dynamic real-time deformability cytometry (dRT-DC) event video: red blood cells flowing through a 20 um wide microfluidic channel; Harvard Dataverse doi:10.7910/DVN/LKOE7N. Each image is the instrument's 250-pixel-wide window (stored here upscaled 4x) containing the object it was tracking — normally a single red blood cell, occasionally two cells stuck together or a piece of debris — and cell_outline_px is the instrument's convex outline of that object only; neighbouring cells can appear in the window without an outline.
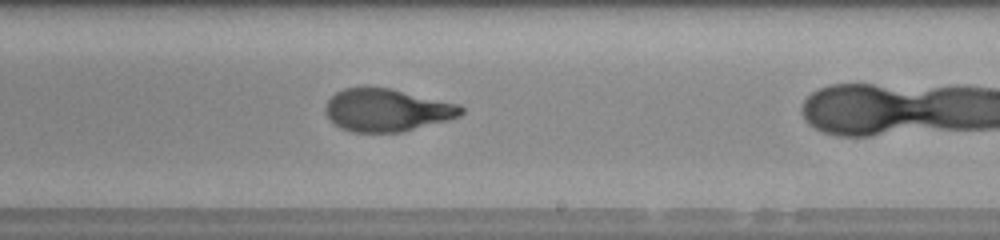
{"species": "human", "species_latin": "Homo sapiens", "temperature_condition": "room temperature", "stored_images_in_passage": 12, "camera_frame_rate_fps": 3000, "um_per_image_px": 0.085, "donor": {"sex": "male"}, "frame": {"image": 1, "passage_image": 11, "time_ms": 3.333, "image_size_px": [1000, 240], "cell_outline_px": [[464, 112], [460, 116], [448, 120], [400, 132], [352, 132], [340, 128], [324, 112], [324, 108], [328, 100], [336, 92], [344, 88], [368, 84], [392, 88], [460, 104], [464, 108]], "centroid_in_image_um": [32.88, 9.32], "position_along_channel_um": 256.1, "area_um2": 34.33}}